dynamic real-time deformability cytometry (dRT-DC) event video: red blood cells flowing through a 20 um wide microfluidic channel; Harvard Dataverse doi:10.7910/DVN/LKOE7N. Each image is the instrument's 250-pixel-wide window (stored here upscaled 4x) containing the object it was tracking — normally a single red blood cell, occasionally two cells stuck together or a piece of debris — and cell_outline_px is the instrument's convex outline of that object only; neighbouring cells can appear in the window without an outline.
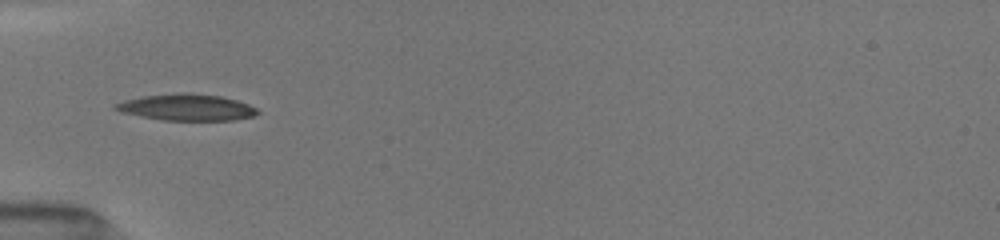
{"species": "common noctule bat (a hibernating species)", "species_latin": "Nyctalus noctula", "temperature_condition": "room temperature", "stored_images_in_passage": 8, "camera_frame_rate_fps": 3000, "um_per_image_px": 0.085, "animal": {"sex": "female", "body_mass_g": 19.5, "forearm_length_mm": 54.1}, "frame": {"image": 1, "passage_image": 1, "time_ms": 0.0, "image_size_px": [1000, 240], "cell_outline_px": [[260, 112], [256, 116], [232, 120], [164, 120], [120, 112], [112, 108], [112, 104], [124, 100], [140, 96], [180, 92], [188, 92], [220, 96], [236, 100], [248, 104], [256, 108]], "centroid_in_image_um": [15.84, 9.11], "position_along_channel_um": 69.2, "area_um2": 22.08}}
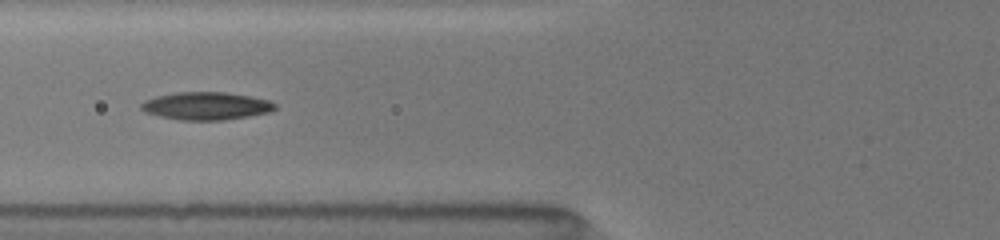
{"frame": {"image": 2, "passage_image": 7, "time_ms": 1.0, "image_size_px": [1000, 240], "cell_outline_px": [[276, 108], [268, 112], [248, 116], [224, 120], [180, 120], [160, 116], [144, 112], [140, 108], [140, 104], [144, 100], [156, 96], [176, 92], [228, 92], [252, 96], [268, 100], [276, 104]], "centroid_in_image_um": [17.5, 9.0], "position_along_channel_um": 108.3, "area_um2": 21.73}}